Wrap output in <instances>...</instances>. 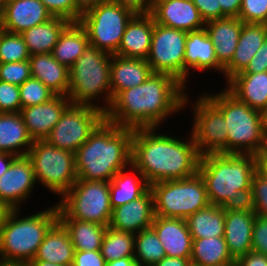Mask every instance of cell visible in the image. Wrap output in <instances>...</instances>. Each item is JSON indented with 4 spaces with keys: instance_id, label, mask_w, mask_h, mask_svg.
Returning a JSON list of instances; mask_svg holds the SVG:
<instances>
[{
    "instance_id": "1",
    "label": "cell",
    "mask_w": 267,
    "mask_h": 266,
    "mask_svg": "<svg viewBox=\"0 0 267 266\" xmlns=\"http://www.w3.org/2000/svg\"><path fill=\"white\" fill-rule=\"evenodd\" d=\"M187 91L173 76L152 73L141 85L120 91L105 111V120L123 128H162L185 112Z\"/></svg>"
},
{
    "instance_id": "2",
    "label": "cell",
    "mask_w": 267,
    "mask_h": 266,
    "mask_svg": "<svg viewBox=\"0 0 267 266\" xmlns=\"http://www.w3.org/2000/svg\"><path fill=\"white\" fill-rule=\"evenodd\" d=\"M136 128L131 142V164L148 184L191 177L198 172L200 154L190 130ZM171 130V131H170ZM169 131V132H168Z\"/></svg>"
},
{
    "instance_id": "3",
    "label": "cell",
    "mask_w": 267,
    "mask_h": 266,
    "mask_svg": "<svg viewBox=\"0 0 267 266\" xmlns=\"http://www.w3.org/2000/svg\"><path fill=\"white\" fill-rule=\"evenodd\" d=\"M133 132L104 120L75 153L77 179L110 182L127 168Z\"/></svg>"
},
{
    "instance_id": "4",
    "label": "cell",
    "mask_w": 267,
    "mask_h": 266,
    "mask_svg": "<svg viewBox=\"0 0 267 266\" xmlns=\"http://www.w3.org/2000/svg\"><path fill=\"white\" fill-rule=\"evenodd\" d=\"M198 172L204 179L209 203L221 207L247 205L256 172V155L207 154L200 157Z\"/></svg>"
},
{
    "instance_id": "5",
    "label": "cell",
    "mask_w": 267,
    "mask_h": 266,
    "mask_svg": "<svg viewBox=\"0 0 267 266\" xmlns=\"http://www.w3.org/2000/svg\"><path fill=\"white\" fill-rule=\"evenodd\" d=\"M47 203L48 207L31 213L29 209L10 211L0 228V260L29 262L34 259L45 234L58 220L57 203L53 201L51 206V201Z\"/></svg>"
},
{
    "instance_id": "6",
    "label": "cell",
    "mask_w": 267,
    "mask_h": 266,
    "mask_svg": "<svg viewBox=\"0 0 267 266\" xmlns=\"http://www.w3.org/2000/svg\"><path fill=\"white\" fill-rule=\"evenodd\" d=\"M219 88L208 91L204 87L200 92L223 114L227 153L258 155L267 145L264 113L241 102L224 86Z\"/></svg>"
},
{
    "instance_id": "7",
    "label": "cell",
    "mask_w": 267,
    "mask_h": 266,
    "mask_svg": "<svg viewBox=\"0 0 267 266\" xmlns=\"http://www.w3.org/2000/svg\"><path fill=\"white\" fill-rule=\"evenodd\" d=\"M110 63V54L89 44L69 69L70 102L89 104L105 112L112 102Z\"/></svg>"
},
{
    "instance_id": "8",
    "label": "cell",
    "mask_w": 267,
    "mask_h": 266,
    "mask_svg": "<svg viewBox=\"0 0 267 266\" xmlns=\"http://www.w3.org/2000/svg\"><path fill=\"white\" fill-rule=\"evenodd\" d=\"M27 157L32 164L39 188L49 191L59 201L77 181L75 154L35 140ZM41 184V185H40Z\"/></svg>"
},
{
    "instance_id": "9",
    "label": "cell",
    "mask_w": 267,
    "mask_h": 266,
    "mask_svg": "<svg viewBox=\"0 0 267 266\" xmlns=\"http://www.w3.org/2000/svg\"><path fill=\"white\" fill-rule=\"evenodd\" d=\"M150 190L155 216L186 219L210 204L204 179L199 172L188 178L151 184Z\"/></svg>"
},
{
    "instance_id": "10",
    "label": "cell",
    "mask_w": 267,
    "mask_h": 266,
    "mask_svg": "<svg viewBox=\"0 0 267 266\" xmlns=\"http://www.w3.org/2000/svg\"><path fill=\"white\" fill-rule=\"evenodd\" d=\"M109 181L77 179L57 201L58 219H78L108 226L112 208Z\"/></svg>"
},
{
    "instance_id": "11",
    "label": "cell",
    "mask_w": 267,
    "mask_h": 266,
    "mask_svg": "<svg viewBox=\"0 0 267 266\" xmlns=\"http://www.w3.org/2000/svg\"><path fill=\"white\" fill-rule=\"evenodd\" d=\"M187 92L184 111H191L190 130L200 156L227 153V124L223 114L201 93ZM192 98V99H191ZM192 101H191V100Z\"/></svg>"
},
{
    "instance_id": "12",
    "label": "cell",
    "mask_w": 267,
    "mask_h": 266,
    "mask_svg": "<svg viewBox=\"0 0 267 266\" xmlns=\"http://www.w3.org/2000/svg\"><path fill=\"white\" fill-rule=\"evenodd\" d=\"M135 14L107 0L81 15L79 23L87 32L90 45L116 55L127 23Z\"/></svg>"
},
{
    "instance_id": "13",
    "label": "cell",
    "mask_w": 267,
    "mask_h": 266,
    "mask_svg": "<svg viewBox=\"0 0 267 266\" xmlns=\"http://www.w3.org/2000/svg\"><path fill=\"white\" fill-rule=\"evenodd\" d=\"M104 120L103 110L89 104L70 103L45 140L75 154Z\"/></svg>"
},
{
    "instance_id": "14",
    "label": "cell",
    "mask_w": 267,
    "mask_h": 266,
    "mask_svg": "<svg viewBox=\"0 0 267 266\" xmlns=\"http://www.w3.org/2000/svg\"><path fill=\"white\" fill-rule=\"evenodd\" d=\"M187 32L154 23L147 63L153 73L173 76L184 85V52Z\"/></svg>"
},
{
    "instance_id": "15",
    "label": "cell",
    "mask_w": 267,
    "mask_h": 266,
    "mask_svg": "<svg viewBox=\"0 0 267 266\" xmlns=\"http://www.w3.org/2000/svg\"><path fill=\"white\" fill-rule=\"evenodd\" d=\"M36 186L38 184L30 159L27 155L17 156L0 177V200L12 209L28 208L26 203L32 201Z\"/></svg>"
},
{
    "instance_id": "16",
    "label": "cell",
    "mask_w": 267,
    "mask_h": 266,
    "mask_svg": "<svg viewBox=\"0 0 267 266\" xmlns=\"http://www.w3.org/2000/svg\"><path fill=\"white\" fill-rule=\"evenodd\" d=\"M224 68L218 63L215 47L205 28L187 32L184 52V86L190 90L189 83L193 75L210 72L223 78ZM197 72L198 74H195ZM192 77V78H191ZM190 80V81H189Z\"/></svg>"
},
{
    "instance_id": "17",
    "label": "cell",
    "mask_w": 267,
    "mask_h": 266,
    "mask_svg": "<svg viewBox=\"0 0 267 266\" xmlns=\"http://www.w3.org/2000/svg\"><path fill=\"white\" fill-rule=\"evenodd\" d=\"M150 14L155 23L185 32L199 30L206 25L192 0H155Z\"/></svg>"
},
{
    "instance_id": "18",
    "label": "cell",
    "mask_w": 267,
    "mask_h": 266,
    "mask_svg": "<svg viewBox=\"0 0 267 266\" xmlns=\"http://www.w3.org/2000/svg\"><path fill=\"white\" fill-rule=\"evenodd\" d=\"M256 215L249 205L225 207L223 237L229 253L235 260L252 251V232Z\"/></svg>"
},
{
    "instance_id": "19",
    "label": "cell",
    "mask_w": 267,
    "mask_h": 266,
    "mask_svg": "<svg viewBox=\"0 0 267 266\" xmlns=\"http://www.w3.org/2000/svg\"><path fill=\"white\" fill-rule=\"evenodd\" d=\"M70 103L68 96L55 95L45 103L21 108L20 114L33 141L49 136Z\"/></svg>"
},
{
    "instance_id": "20",
    "label": "cell",
    "mask_w": 267,
    "mask_h": 266,
    "mask_svg": "<svg viewBox=\"0 0 267 266\" xmlns=\"http://www.w3.org/2000/svg\"><path fill=\"white\" fill-rule=\"evenodd\" d=\"M155 218L154 200L149 189L143 196L112 209L111 228L137 234L151 228Z\"/></svg>"
},
{
    "instance_id": "21",
    "label": "cell",
    "mask_w": 267,
    "mask_h": 266,
    "mask_svg": "<svg viewBox=\"0 0 267 266\" xmlns=\"http://www.w3.org/2000/svg\"><path fill=\"white\" fill-rule=\"evenodd\" d=\"M53 18L41 0H6L1 29L21 34Z\"/></svg>"
},
{
    "instance_id": "22",
    "label": "cell",
    "mask_w": 267,
    "mask_h": 266,
    "mask_svg": "<svg viewBox=\"0 0 267 266\" xmlns=\"http://www.w3.org/2000/svg\"><path fill=\"white\" fill-rule=\"evenodd\" d=\"M151 228L156 232L166 256L191 257L193 240L185 219L155 216Z\"/></svg>"
},
{
    "instance_id": "23",
    "label": "cell",
    "mask_w": 267,
    "mask_h": 266,
    "mask_svg": "<svg viewBox=\"0 0 267 266\" xmlns=\"http://www.w3.org/2000/svg\"><path fill=\"white\" fill-rule=\"evenodd\" d=\"M154 19L149 14H135L127 23L116 55L147 59L150 51Z\"/></svg>"
},
{
    "instance_id": "24",
    "label": "cell",
    "mask_w": 267,
    "mask_h": 266,
    "mask_svg": "<svg viewBox=\"0 0 267 266\" xmlns=\"http://www.w3.org/2000/svg\"><path fill=\"white\" fill-rule=\"evenodd\" d=\"M223 86L252 109L264 114L267 112V71L238 73Z\"/></svg>"
},
{
    "instance_id": "25",
    "label": "cell",
    "mask_w": 267,
    "mask_h": 266,
    "mask_svg": "<svg viewBox=\"0 0 267 266\" xmlns=\"http://www.w3.org/2000/svg\"><path fill=\"white\" fill-rule=\"evenodd\" d=\"M267 39L264 24L243 23L238 45L231 62L223 70L224 84L234 75L242 72L263 42Z\"/></svg>"
},
{
    "instance_id": "26",
    "label": "cell",
    "mask_w": 267,
    "mask_h": 266,
    "mask_svg": "<svg viewBox=\"0 0 267 266\" xmlns=\"http://www.w3.org/2000/svg\"><path fill=\"white\" fill-rule=\"evenodd\" d=\"M243 22L239 18L225 17L206 22L205 29L211 39L218 63L225 68L232 60L238 45Z\"/></svg>"
},
{
    "instance_id": "27",
    "label": "cell",
    "mask_w": 267,
    "mask_h": 266,
    "mask_svg": "<svg viewBox=\"0 0 267 266\" xmlns=\"http://www.w3.org/2000/svg\"><path fill=\"white\" fill-rule=\"evenodd\" d=\"M153 73L147 60L111 55L112 99L120 92L141 85Z\"/></svg>"
},
{
    "instance_id": "28",
    "label": "cell",
    "mask_w": 267,
    "mask_h": 266,
    "mask_svg": "<svg viewBox=\"0 0 267 266\" xmlns=\"http://www.w3.org/2000/svg\"><path fill=\"white\" fill-rule=\"evenodd\" d=\"M74 251L67 229L57 220L45 234L33 260L72 266Z\"/></svg>"
},
{
    "instance_id": "29",
    "label": "cell",
    "mask_w": 267,
    "mask_h": 266,
    "mask_svg": "<svg viewBox=\"0 0 267 266\" xmlns=\"http://www.w3.org/2000/svg\"><path fill=\"white\" fill-rule=\"evenodd\" d=\"M149 189L150 185L141 172L130 164L109 182L111 208L127 204L143 196Z\"/></svg>"
},
{
    "instance_id": "30",
    "label": "cell",
    "mask_w": 267,
    "mask_h": 266,
    "mask_svg": "<svg viewBox=\"0 0 267 266\" xmlns=\"http://www.w3.org/2000/svg\"><path fill=\"white\" fill-rule=\"evenodd\" d=\"M29 61L33 78L39 79L55 95L68 96L69 69L54 59L52 53L32 55Z\"/></svg>"
},
{
    "instance_id": "31",
    "label": "cell",
    "mask_w": 267,
    "mask_h": 266,
    "mask_svg": "<svg viewBox=\"0 0 267 266\" xmlns=\"http://www.w3.org/2000/svg\"><path fill=\"white\" fill-rule=\"evenodd\" d=\"M33 142L20 112L0 113V152L25 156Z\"/></svg>"
},
{
    "instance_id": "32",
    "label": "cell",
    "mask_w": 267,
    "mask_h": 266,
    "mask_svg": "<svg viewBox=\"0 0 267 266\" xmlns=\"http://www.w3.org/2000/svg\"><path fill=\"white\" fill-rule=\"evenodd\" d=\"M89 44L84 27L79 22H70L60 34L52 55L70 69Z\"/></svg>"
},
{
    "instance_id": "33",
    "label": "cell",
    "mask_w": 267,
    "mask_h": 266,
    "mask_svg": "<svg viewBox=\"0 0 267 266\" xmlns=\"http://www.w3.org/2000/svg\"><path fill=\"white\" fill-rule=\"evenodd\" d=\"M70 22L61 17H53L21 33L30 56L52 53L58 38Z\"/></svg>"
},
{
    "instance_id": "34",
    "label": "cell",
    "mask_w": 267,
    "mask_h": 266,
    "mask_svg": "<svg viewBox=\"0 0 267 266\" xmlns=\"http://www.w3.org/2000/svg\"><path fill=\"white\" fill-rule=\"evenodd\" d=\"M185 220L192 239L224 236L225 207L209 204Z\"/></svg>"
},
{
    "instance_id": "35",
    "label": "cell",
    "mask_w": 267,
    "mask_h": 266,
    "mask_svg": "<svg viewBox=\"0 0 267 266\" xmlns=\"http://www.w3.org/2000/svg\"><path fill=\"white\" fill-rule=\"evenodd\" d=\"M192 240V266H235L224 237Z\"/></svg>"
},
{
    "instance_id": "36",
    "label": "cell",
    "mask_w": 267,
    "mask_h": 266,
    "mask_svg": "<svg viewBox=\"0 0 267 266\" xmlns=\"http://www.w3.org/2000/svg\"><path fill=\"white\" fill-rule=\"evenodd\" d=\"M67 229L75 251L101 250L108 226L78 219H58Z\"/></svg>"
},
{
    "instance_id": "37",
    "label": "cell",
    "mask_w": 267,
    "mask_h": 266,
    "mask_svg": "<svg viewBox=\"0 0 267 266\" xmlns=\"http://www.w3.org/2000/svg\"><path fill=\"white\" fill-rule=\"evenodd\" d=\"M135 234L107 227L101 254L106 262L125 257H134Z\"/></svg>"
},
{
    "instance_id": "38",
    "label": "cell",
    "mask_w": 267,
    "mask_h": 266,
    "mask_svg": "<svg viewBox=\"0 0 267 266\" xmlns=\"http://www.w3.org/2000/svg\"><path fill=\"white\" fill-rule=\"evenodd\" d=\"M134 258L140 266H154L166 257L165 250L152 228L135 234Z\"/></svg>"
},
{
    "instance_id": "39",
    "label": "cell",
    "mask_w": 267,
    "mask_h": 266,
    "mask_svg": "<svg viewBox=\"0 0 267 266\" xmlns=\"http://www.w3.org/2000/svg\"><path fill=\"white\" fill-rule=\"evenodd\" d=\"M30 54L23 37L0 28V63L29 60Z\"/></svg>"
},
{
    "instance_id": "40",
    "label": "cell",
    "mask_w": 267,
    "mask_h": 266,
    "mask_svg": "<svg viewBox=\"0 0 267 266\" xmlns=\"http://www.w3.org/2000/svg\"><path fill=\"white\" fill-rule=\"evenodd\" d=\"M21 108L49 101L55 94L39 79L30 77L19 86Z\"/></svg>"
},
{
    "instance_id": "41",
    "label": "cell",
    "mask_w": 267,
    "mask_h": 266,
    "mask_svg": "<svg viewBox=\"0 0 267 266\" xmlns=\"http://www.w3.org/2000/svg\"><path fill=\"white\" fill-rule=\"evenodd\" d=\"M247 205L258 216L267 218V180L257 171L252 177L251 192L247 199Z\"/></svg>"
},
{
    "instance_id": "42",
    "label": "cell",
    "mask_w": 267,
    "mask_h": 266,
    "mask_svg": "<svg viewBox=\"0 0 267 266\" xmlns=\"http://www.w3.org/2000/svg\"><path fill=\"white\" fill-rule=\"evenodd\" d=\"M31 76L30 61L0 63V81L20 86Z\"/></svg>"
},
{
    "instance_id": "43",
    "label": "cell",
    "mask_w": 267,
    "mask_h": 266,
    "mask_svg": "<svg viewBox=\"0 0 267 266\" xmlns=\"http://www.w3.org/2000/svg\"><path fill=\"white\" fill-rule=\"evenodd\" d=\"M238 18L243 23L264 24L267 20V0H242Z\"/></svg>"
},
{
    "instance_id": "44",
    "label": "cell",
    "mask_w": 267,
    "mask_h": 266,
    "mask_svg": "<svg viewBox=\"0 0 267 266\" xmlns=\"http://www.w3.org/2000/svg\"><path fill=\"white\" fill-rule=\"evenodd\" d=\"M21 111L19 86L0 81V113Z\"/></svg>"
},
{
    "instance_id": "45",
    "label": "cell",
    "mask_w": 267,
    "mask_h": 266,
    "mask_svg": "<svg viewBox=\"0 0 267 266\" xmlns=\"http://www.w3.org/2000/svg\"><path fill=\"white\" fill-rule=\"evenodd\" d=\"M53 17H61L76 22L75 0H41Z\"/></svg>"
},
{
    "instance_id": "46",
    "label": "cell",
    "mask_w": 267,
    "mask_h": 266,
    "mask_svg": "<svg viewBox=\"0 0 267 266\" xmlns=\"http://www.w3.org/2000/svg\"><path fill=\"white\" fill-rule=\"evenodd\" d=\"M252 251L267 257V218L256 215L252 232Z\"/></svg>"
},
{
    "instance_id": "47",
    "label": "cell",
    "mask_w": 267,
    "mask_h": 266,
    "mask_svg": "<svg viewBox=\"0 0 267 266\" xmlns=\"http://www.w3.org/2000/svg\"><path fill=\"white\" fill-rule=\"evenodd\" d=\"M204 22L222 18L219 0H192Z\"/></svg>"
},
{
    "instance_id": "48",
    "label": "cell",
    "mask_w": 267,
    "mask_h": 266,
    "mask_svg": "<svg viewBox=\"0 0 267 266\" xmlns=\"http://www.w3.org/2000/svg\"><path fill=\"white\" fill-rule=\"evenodd\" d=\"M106 261L97 251H74L72 266H105Z\"/></svg>"
},
{
    "instance_id": "49",
    "label": "cell",
    "mask_w": 267,
    "mask_h": 266,
    "mask_svg": "<svg viewBox=\"0 0 267 266\" xmlns=\"http://www.w3.org/2000/svg\"><path fill=\"white\" fill-rule=\"evenodd\" d=\"M267 71V39L252 57L247 67L240 73H258Z\"/></svg>"
},
{
    "instance_id": "50",
    "label": "cell",
    "mask_w": 267,
    "mask_h": 266,
    "mask_svg": "<svg viewBox=\"0 0 267 266\" xmlns=\"http://www.w3.org/2000/svg\"><path fill=\"white\" fill-rule=\"evenodd\" d=\"M120 6L131 10L134 14H149L151 2L149 0H111Z\"/></svg>"
},
{
    "instance_id": "51",
    "label": "cell",
    "mask_w": 267,
    "mask_h": 266,
    "mask_svg": "<svg viewBox=\"0 0 267 266\" xmlns=\"http://www.w3.org/2000/svg\"><path fill=\"white\" fill-rule=\"evenodd\" d=\"M235 266H267V257L262 253L250 251L238 257Z\"/></svg>"
},
{
    "instance_id": "52",
    "label": "cell",
    "mask_w": 267,
    "mask_h": 266,
    "mask_svg": "<svg viewBox=\"0 0 267 266\" xmlns=\"http://www.w3.org/2000/svg\"><path fill=\"white\" fill-rule=\"evenodd\" d=\"M222 9V18H238L242 0H219Z\"/></svg>"
},
{
    "instance_id": "53",
    "label": "cell",
    "mask_w": 267,
    "mask_h": 266,
    "mask_svg": "<svg viewBox=\"0 0 267 266\" xmlns=\"http://www.w3.org/2000/svg\"><path fill=\"white\" fill-rule=\"evenodd\" d=\"M107 0H75L76 2V22L80 21L81 15L89 9Z\"/></svg>"
},
{
    "instance_id": "54",
    "label": "cell",
    "mask_w": 267,
    "mask_h": 266,
    "mask_svg": "<svg viewBox=\"0 0 267 266\" xmlns=\"http://www.w3.org/2000/svg\"><path fill=\"white\" fill-rule=\"evenodd\" d=\"M154 266H192L190 258L164 257Z\"/></svg>"
},
{
    "instance_id": "55",
    "label": "cell",
    "mask_w": 267,
    "mask_h": 266,
    "mask_svg": "<svg viewBox=\"0 0 267 266\" xmlns=\"http://www.w3.org/2000/svg\"><path fill=\"white\" fill-rule=\"evenodd\" d=\"M256 171L267 180V145L256 155Z\"/></svg>"
},
{
    "instance_id": "56",
    "label": "cell",
    "mask_w": 267,
    "mask_h": 266,
    "mask_svg": "<svg viewBox=\"0 0 267 266\" xmlns=\"http://www.w3.org/2000/svg\"><path fill=\"white\" fill-rule=\"evenodd\" d=\"M17 156L6 152H0V177L9 169Z\"/></svg>"
},
{
    "instance_id": "57",
    "label": "cell",
    "mask_w": 267,
    "mask_h": 266,
    "mask_svg": "<svg viewBox=\"0 0 267 266\" xmlns=\"http://www.w3.org/2000/svg\"><path fill=\"white\" fill-rule=\"evenodd\" d=\"M105 266H140L134 257H125L118 260L106 262Z\"/></svg>"
},
{
    "instance_id": "58",
    "label": "cell",
    "mask_w": 267,
    "mask_h": 266,
    "mask_svg": "<svg viewBox=\"0 0 267 266\" xmlns=\"http://www.w3.org/2000/svg\"><path fill=\"white\" fill-rule=\"evenodd\" d=\"M11 210L12 208H10L4 201L0 200V228Z\"/></svg>"
},
{
    "instance_id": "59",
    "label": "cell",
    "mask_w": 267,
    "mask_h": 266,
    "mask_svg": "<svg viewBox=\"0 0 267 266\" xmlns=\"http://www.w3.org/2000/svg\"><path fill=\"white\" fill-rule=\"evenodd\" d=\"M28 266H62L55 263H50L42 260H31L28 262Z\"/></svg>"
},
{
    "instance_id": "60",
    "label": "cell",
    "mask_w": 267,
    "mask_h": 266,
    "mask_svg": "<svg viewBox=\"0 0 267 266\" xmlns=\"http://www.w3.org/2000/svg\"><path fill=\"white\" fill-rule=\"evenodd\" d=\"M0 266H28V262L3 261V260H0Z\"/></svg>"
},
{
    "instance_id": "61",
    "label": "cell",
    "mask_w": 267,
    "mask_h": 266,
    "mask_svg": "<svg viewBox=\"0 0 267 266\" xmlns=\"http://www.w3.org/2000/svg\"><path fill=\"white\" fill-rule=\"evenodd\" d=\"M5 2V0H0V28L3 24L5 16Z\"/></svg>"
},
{
    "instance_id": "62",
    "label": "cell",
    "mask_w": 267,
    "mask_h": 266,
    "mask_svg": "<svg viewBox=\"0 0 267 266\" xmlns=\"http://www.w3.org/2000/svg\"><path fill=\"white\" fill-rule=\"evenodd\" d=\"M264 119H265V135L267 140V112L264 114Z\"/></svg>"
},
{
    "instance_id": "63",
    "label": "cell",
    "mask_w": 267,
    "mask_h": 266,
    "mask_svg": "<svg viewBox=\"0 0 267 266\" xmlns=\"http://www.w3.org/2000/svg\"><path fill=\"white\" fill-rule=\"evenodd\" d=\"M264 25H265V28L267 29V20L265 21Z\"/></svg>"
}]
</instances>
